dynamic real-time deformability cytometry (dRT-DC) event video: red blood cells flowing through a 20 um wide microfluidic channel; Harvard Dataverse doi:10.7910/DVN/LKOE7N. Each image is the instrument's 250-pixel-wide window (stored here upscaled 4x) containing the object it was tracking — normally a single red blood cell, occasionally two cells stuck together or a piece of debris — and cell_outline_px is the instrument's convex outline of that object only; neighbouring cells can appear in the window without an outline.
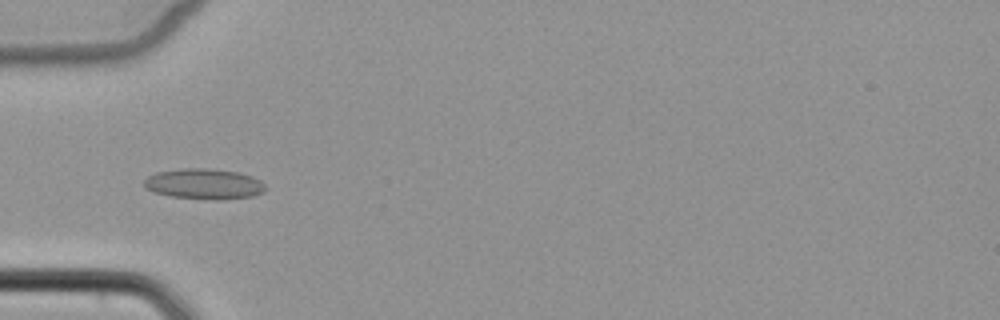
{"species": "common noctule bat (a hibernating species)", "species_latin": "Nyctalus noctula", "temperature_condition": "cold", "stored_images_in_passage": 7, "camera_frame_rate_fps": 3000, "um_per_image_px": 0.085, "animal": {"sex": "female", "body_mass_g": 22.7, "forearm_length_mm": 54.2}, "frame": {"image": 1, "passage_image": 5, "time_ms": 4.667, "image_size_px": [1000, 320], "cell_outline_px": [[268, 188], [264, 192], [252, 196], [216, 200], [168, 196], [152, 192], [144, 188], [144, 180], [148, 176], [156, 172], [180, 168], [208, 168], [240, 172], [252, 176], [260, 180]], "centroid_in_image_um": [17.33, 15.63], "position_along_channel_um": 67.7, "area_um2": 21.91}}
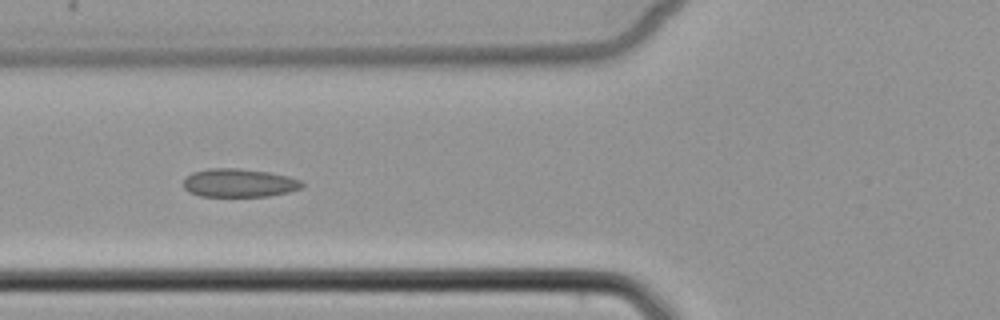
{"frame": {"image": 2, "passage_image": 6, "time_ms": 5.667, "image_size_px": [1000, 320], "cell_outline_px": [[304, 184], [300, 188], [288, 192], [268, 196], [200, 196], [188, 192], [184, 188], [184, 180], [192, 172], [208, 168], [240, 168], [268, 172], [288, 176], [300, 180]], "centroid_in_image_um": [20.3, 15.54], "position_along_channel_um": 105.5, "area_um2": 19.59}}
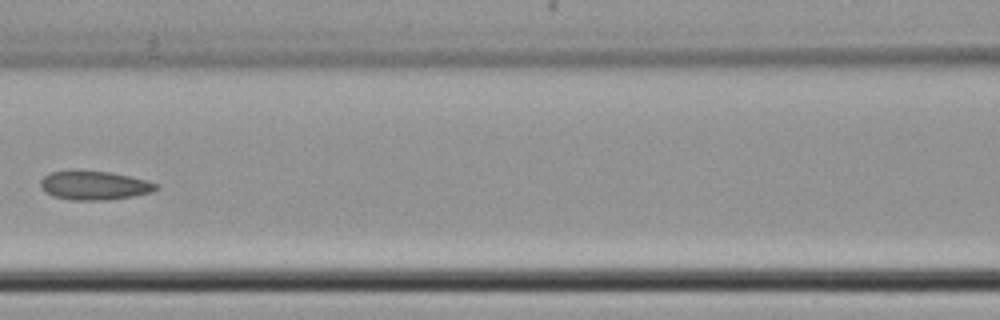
{"frame": {"image": 3, "passage_image": 7, "time_ms": 7.0, "image_size_px": [1000, 320], "cell_outline_px": [[160, 188], [152, 192], [132, 196], [108, 200], [72, 200], [52, 196], [44, 192], [40, 184], [40, 180], [44, 176], [52, 172], [72, 168], [112, 172], [144, 180], [156, 184]], "centroid_in_image_um": [7.95, 15.73], "position_along_channel_um": 158.6, "area_um2": 19.88}}